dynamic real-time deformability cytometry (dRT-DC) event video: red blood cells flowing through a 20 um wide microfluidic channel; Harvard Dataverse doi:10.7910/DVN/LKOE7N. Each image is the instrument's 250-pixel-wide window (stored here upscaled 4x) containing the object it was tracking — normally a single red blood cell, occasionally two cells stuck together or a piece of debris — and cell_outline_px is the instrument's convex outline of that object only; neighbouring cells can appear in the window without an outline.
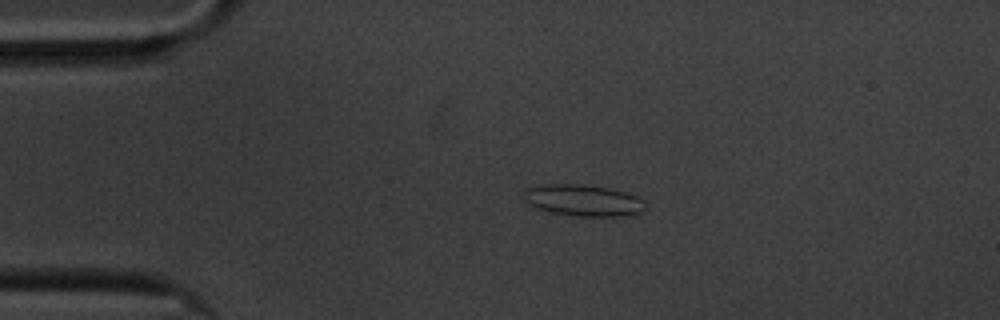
{"species": "common noctule bat (a hibernating species)", "species_latin": "Nyctalus noctula", "temperature_condition": "cold", "stored_images_in_passage": 48, "camera_frame_rate_fps": 3000, "um_per_image_px": 0.085, "animal": {"sex": "male", "body_mass_g": 20.1, "forearm_length_mm": 53.5}, "frame": {"image": 1, "passage_image": 1, "time_ms": 0.0, "image_size_px": [1000, 320], "cell_outline_px": [[644, 208], [640, 212], [624, 216], [576, 216], [552, 212], [536, 208], [528, 204], [524, 200], [528, 188], [540, 184], [580, 184], [608, 188], [624, 192], [636, 196], [644, 204]], "centroid_in_image_um": [49.54, 17.03], "position_along_channel_um": 35.5, "area_um2": 21.96}}
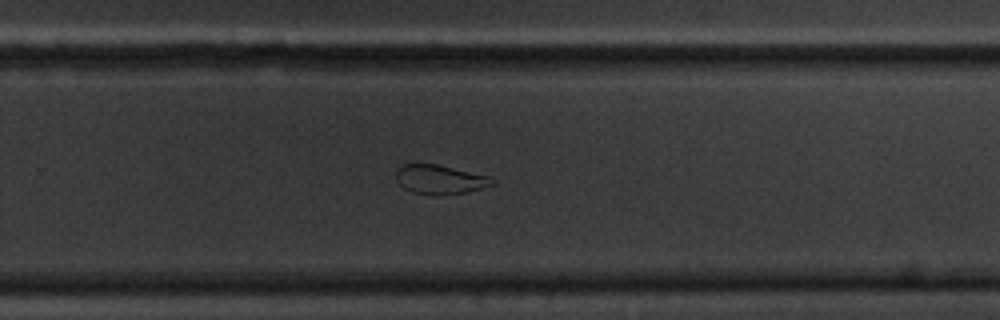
{"frame": {"image": 2, "passage_image": 27, "time_ms": 8.667, "image_size_px": [1000, 320], "cell_outline_px": [[496, 184], [464, 192], [436, 196], [412, 192], [404, 188], [396, 180], [396, 168], [400, 164], [436, 164], [488, 176], [496, 180]], "centroid_in_image_um": [37.35, 15.25], "position_along_channel_um": 292.4, "area_um2": 16.36}}
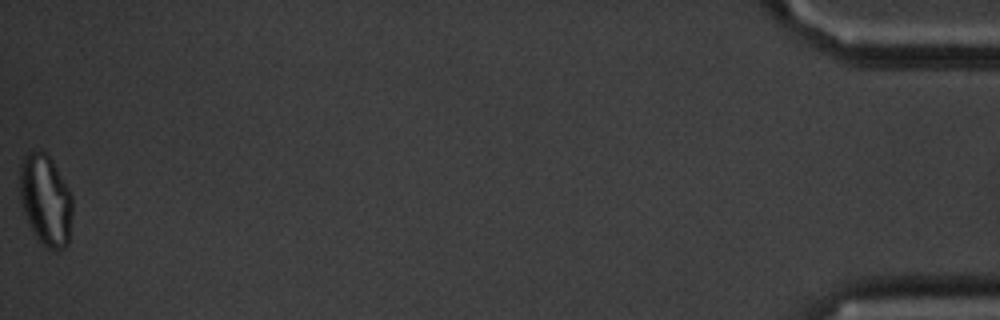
{"frame": {"image": 3, "passage_image": 48, "time_ms": 15.667, "image_size_px": [1000, 320], "cell_outline_px": [[72, 212], [68, 244], [64, 248], [48, 248], [36, 236], [28, 224], [24, 212], [20, 196], [20, 164], [24, 156], [28, 152], [44, 152], [52, 160], [68, 188], [72, 196]], "centroid_in_image_um": [3.88, 16.99], "position_along_channel_um": 431.3, "area_um2": 27.51}, "authors_computed_cell_mechanics": {"area_um2": 18.7561, "velocity_mm_per_s": 3.375, "shape_relaxation_time_tau1_ms": 4.9216, "shape_relaxation_time_tau2_ms": 2.8777, "deformation_change_tau1": 0.1207, "deformation_change_tau2": 0.0994}}